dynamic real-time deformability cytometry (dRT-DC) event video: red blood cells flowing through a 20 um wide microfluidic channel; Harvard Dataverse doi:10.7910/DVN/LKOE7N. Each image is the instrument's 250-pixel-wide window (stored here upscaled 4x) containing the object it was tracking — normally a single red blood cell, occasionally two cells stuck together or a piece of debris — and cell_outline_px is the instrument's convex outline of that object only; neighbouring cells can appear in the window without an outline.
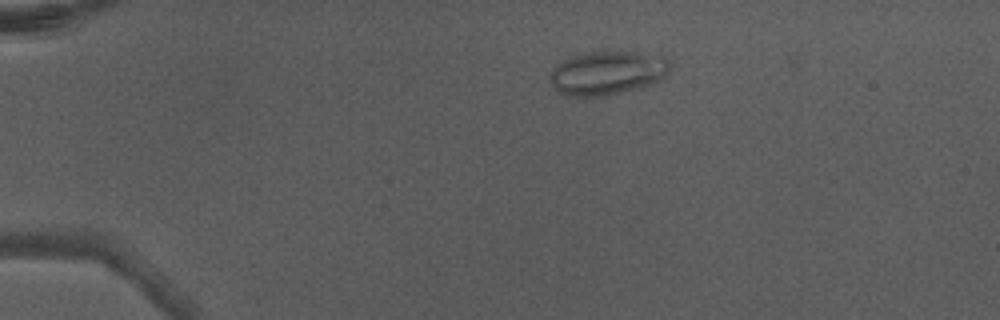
{"species": "Egyptian fruit bat (a non-hibernating species)", "species_latin": "Rousettus aegyptiacus", "temperature_condition": "warm", "stored_images_in_passage": 3, "camera_frame_rate_fps": 3000, "um_per_image_px": 0.085, "animal": {"sex": "male"}, "frame": {"image": 1, "passage_image": 1, "time_ms": 0.0, "image_size_px": [1000, 320], "cell_outline_px": [[672, 64], [668, 76], [660, 80], [636, 88], [608, 96], [568, 96], [560, 92], [548, 80], [548, 72], [560, 60], [568, 56], [588, 52], [636, 52], [664, 56]], "centroid_in_image_um": [51.6, 6.18], "position_along_channel_um": 33.4, "area_um2": 31.04}}